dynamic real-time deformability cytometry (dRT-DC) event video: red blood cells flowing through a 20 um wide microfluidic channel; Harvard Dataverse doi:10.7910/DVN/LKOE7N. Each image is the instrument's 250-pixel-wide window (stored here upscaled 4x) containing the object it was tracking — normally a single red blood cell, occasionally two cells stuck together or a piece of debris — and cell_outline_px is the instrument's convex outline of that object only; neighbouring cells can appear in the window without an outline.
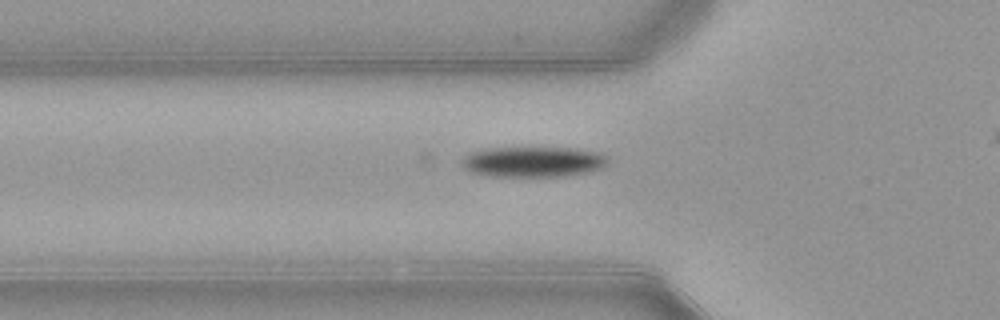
{"species": "common noctule bat (a hibernating species)", "species_latin": "Nyctalus noctula", "temperature_condition": "warm", "stored_images_in_passage": 37, "camera_frame_rate_fps": 3000, "um_per_image_px": 0.085, "animal": {"sex": "female", "body_mass_g": 21.9}, "frame": {"image": 1, "passage_image": 9, "time_ms": 2.667, "image_size_px": [1000, 320], "cell_outline_px": [[608, 164], [604, 168], [588, 172], [564, 176], [488, 176], [468, 172], [460, 164], [460, 160], [464, 156], [472, 152], [488, 148], [576, 148], [600, 152], [608, 156]], "centroid_in_image_um": [45.33, 13.75], "position_along_channel_um": 80.5, "area_um2": 26.3}}
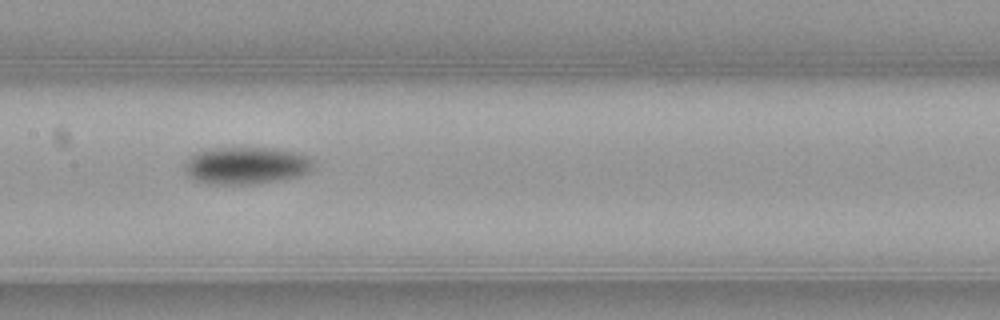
{"frame": {"image": 2, "passage_image": 17, "time_ms": 5.333, "image_size_px": [1000, 320], "cell_outline_px": [[312, 168], [308, 172], [296, 176], [280, 180], [256, 184], [208, 184], [192, 180], [184, 172], [184, 164], [196, 152], [216, 148], [272, 148], [292, 152], [308, 156], [312, 160]], "centroid_in_image_um": [20.87, 14.09], "position_along_channel_um": 186.5, "area_um2": 27.86}}
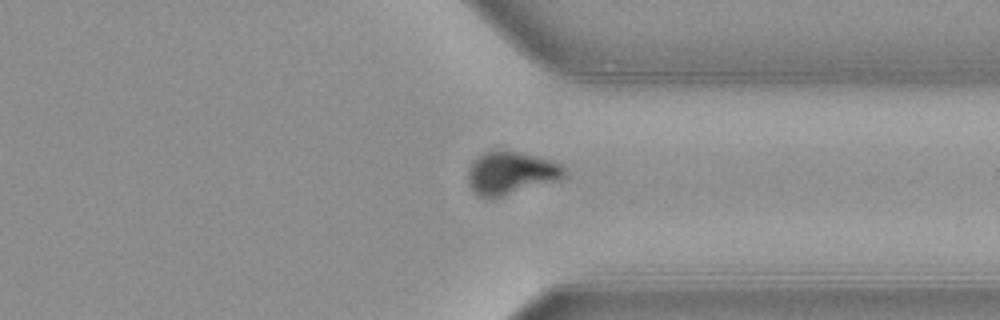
{"frame": {"image": 3, "passage_image": 31, "time_ms": 10.0, "image_size_px": [1000, 320], "cell_outline_px": [[564, 176], [556, 180], [496, 200], [488, 200], [476, 196], [468, 184], [468, 168], [472, 160], [484, 152], [516, 152], [536, 156], [552, 160], [560, 164], [564, 168]], "centroid_in_image_um": [43.35, 14.77], "position_along_channel_um": 368.1, "area_um2": 24.28}, "authors_computed_cell_mechanics": {"area_um2": 25.8366, "velocity_mm_per_s": 3.9104, "shape_relaxation_time_tau1_ms": 2.449, "shape_relaxation_time_tau2_ms": null, "deformation_change_tau1": 0.1434, "deformation_change_tau2": null}}